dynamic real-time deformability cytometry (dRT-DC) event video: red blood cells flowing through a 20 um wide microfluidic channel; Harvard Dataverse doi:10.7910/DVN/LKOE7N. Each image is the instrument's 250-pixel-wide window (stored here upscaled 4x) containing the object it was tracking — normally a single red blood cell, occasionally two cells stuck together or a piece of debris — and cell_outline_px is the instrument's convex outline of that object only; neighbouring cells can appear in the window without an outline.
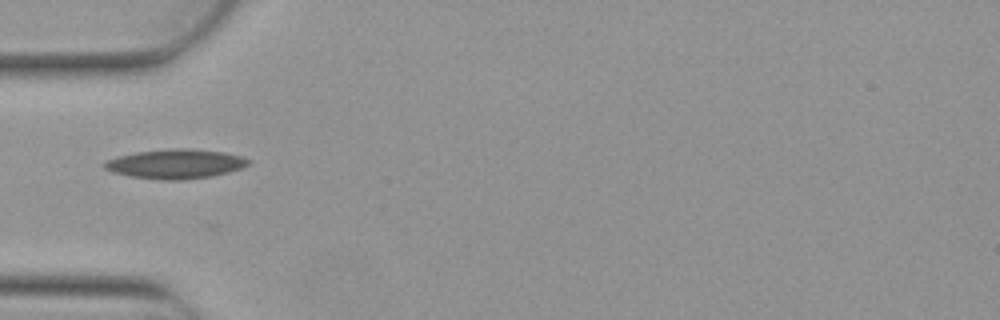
{"species": "Egyptian fruit bat (a non-hibernating species)", "species_latin": "Rousettus aegyptiacus", "temperature_condition": "warm", "stored_images_in_passage": 5, "camera_frame_rate_fps": 3000, "um_per_image_px": 0.085, "animal": {"sex": "female"}, "frame": {"image": 1, "passage_image": 5, "time_ms": 1.333, "image_size_px": [1000, 320], "cell_outline_px": [[252, 160], [248, 164], [240, 168], [228, 172], [212, 176], [180, 180], [160, 180], [132, 176], [112, 172], [104, 168], [100, 164], [116, 156], [136, 152], [176, 148], [188, 148], [224, 152], [240, 156]], "centroid_in_image_um": [14.89, 13.93], "position_along_channel_um": 70.1, "area_um2": 24.62}}